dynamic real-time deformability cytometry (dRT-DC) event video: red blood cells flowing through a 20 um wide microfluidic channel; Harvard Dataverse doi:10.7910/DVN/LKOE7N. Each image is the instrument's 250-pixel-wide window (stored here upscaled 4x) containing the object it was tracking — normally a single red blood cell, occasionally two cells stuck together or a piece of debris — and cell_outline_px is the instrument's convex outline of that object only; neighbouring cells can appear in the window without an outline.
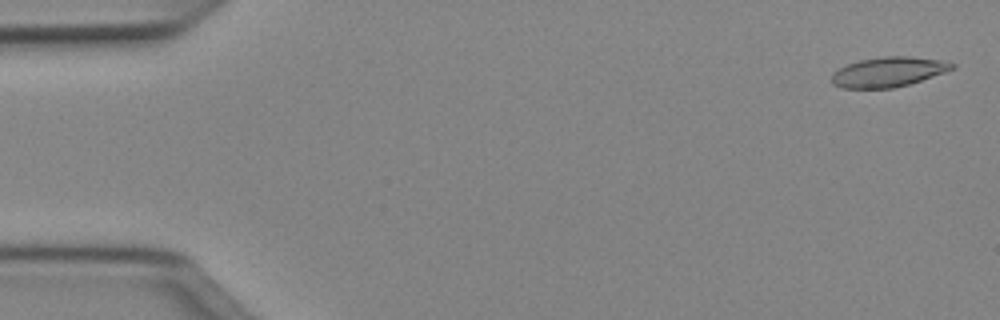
{"species": "Egyptian fruit bat (a non-hibernating species)", "species_latin": "Rousettus aegyptiacus", "temperature_condition": "cold", "stored_images_in_passage": 50, "camera_frame_rate_fps": 3000, "um_per_image_px": 0.085, "animal": {"sex": "female"}, "frame": {"image": 1, "passage_image": 2, "time_ms": 0.333, "image_size_px": [1000, 320], "cell_outline_px": [[956, 68], [908, 84], [892, 88], [840, 88], [832, 84], [832, 72], [848, 64], [860, 60], [884, 56], [908, 56], [940, 60], [956, 64]], "centroid_in_image_um": [75.48, 6.11], "position_along_channel_um": 9.5, "area_um2": 20.75}}
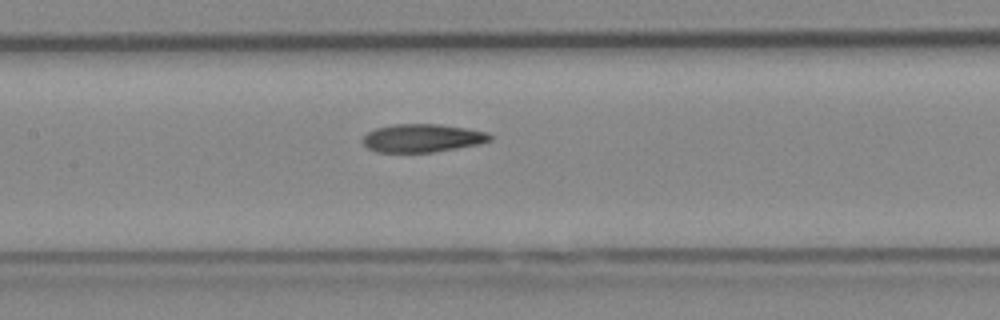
{"frame": {"image": 2, "passage_image": 24, "time_ms": 7.667, "image_size_px": [1000, 320], "cell_outline_px": [[492, 140], [480, 144], [432, 152], [376, 152], [368, 148], [364, 144], [364, 136], [368, 132], [376, 128], [392, 124], [440, 124], [468, 128], [488, 132], [492, 136]], "centroid_in_image_um": [35.94, 11.73], "position_along_channel_um": 171.5, "area_um2": 20.92}}
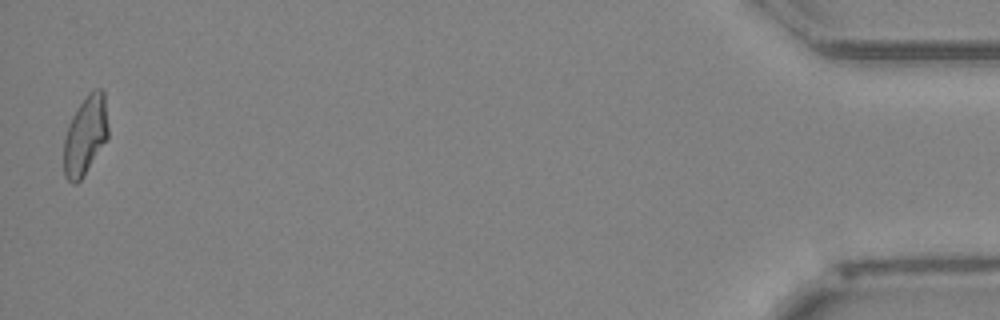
{"frame": {"image": 3, "passage_image": 50, "time_ms": 16.333, "image_size_px": [1000, 320], "cell_outline_px": [[108, 136], [84, 176], [76, 184], [72, 184], [64, 176], [64, 140], [68, 124], [72, 116], [88, 92], [96, 88], [100, 88], [104, 92], [108, 128]], "centroid_in_image_um": [7.24, 11.51], "position_along_channel_um": 428.0, "area_um2": 20.35}, "authors_computed_cell_mechanics": {"area_um2": 21.0681, "velocity_mm_per_s": 4.0214, "shape_relaxation_time_tau1_ms": null, "shape_relaxation_time_tau2_ms": 3.1692, "deformation_change_tau1": null, "deformation_change_tau2": 0.1022}}